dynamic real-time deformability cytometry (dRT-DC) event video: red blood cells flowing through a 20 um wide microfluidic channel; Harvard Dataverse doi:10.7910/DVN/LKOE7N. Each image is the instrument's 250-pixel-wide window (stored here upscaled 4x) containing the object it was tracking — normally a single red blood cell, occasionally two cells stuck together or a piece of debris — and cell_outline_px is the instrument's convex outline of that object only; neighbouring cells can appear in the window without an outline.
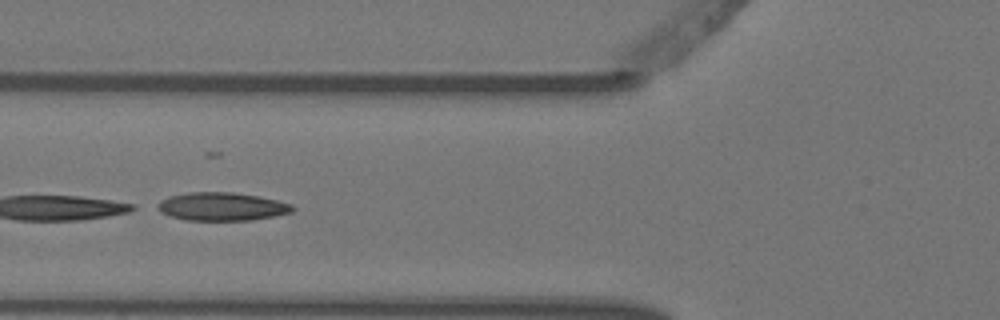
{"species": "Egyptian fruit bat (a non-hibernating species)", "species_latin": "Rousettus aegyptiacus", "temperature_condition": "warm", "stored_images_in_passage": 8, "camera_frame_rate_fps": 3000, "um_per_image_px": 0.085, "animal": {"sex": "female"}, "frame": {"image": 1, "passage_image": 4, "time_ms": 1.0, "image_size_px": [1000, 320], "cell_outline_px": [[296, 208], [292, 212], [252, 220], [184, 220], [160, 212], [152, 208], [152, 204], [168, 196], [188, 192], [232, 192], [260, 196], [292, 204]], "centroid_in_image_um": [18.77, 17.55], "position_along_channel_um": 107.0, "area_um2": 22.54}}
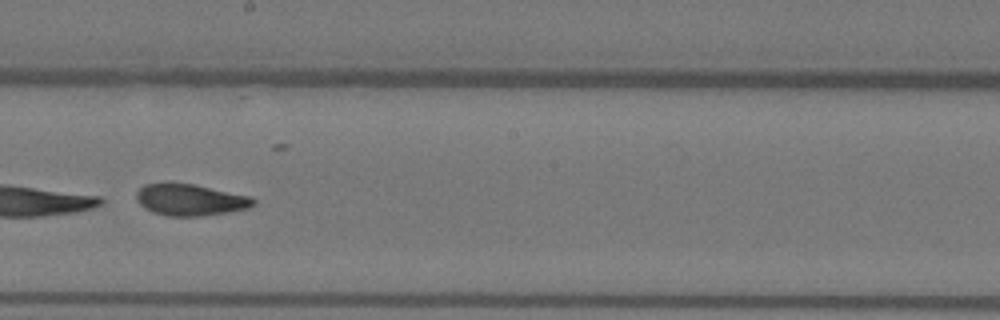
{"frame": {"image": 2, "passage_image": 7, "time_ms": 2.0, "image_size_px": [1000, 320], "cell_outline_px": [[256, 204], [248, 208], [228, 212], [200, 216], [168, 216], [152, 212], [144, 208], [136, 200], [136, 192], [144, 184], [192, 184], [252, 196], [256, 200]], "centroid_in_image_um": [16.19, 17.0], "position_along_channel_um": 232.0, "area_um2": 21.39}}
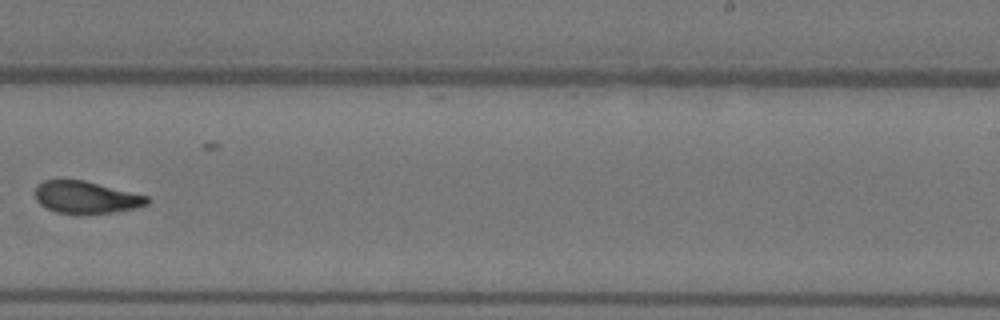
{"frame": {"image": 3, "passage_image": 8, "time_ms": 2.333, "image_size_px": [1000, 320], "cell_outline_px": [[152, 200], [148, 204], [136, 208], [112, 212], [80, 216], [56, 212], [40, 204], [36, 200], [36, 184], [44, 180], [84, 180], [148, 196]], "centroid_in_image_um": [7.32, 16.8], "position_along_channel_um": 281.7, "area_um2": 21.39}}